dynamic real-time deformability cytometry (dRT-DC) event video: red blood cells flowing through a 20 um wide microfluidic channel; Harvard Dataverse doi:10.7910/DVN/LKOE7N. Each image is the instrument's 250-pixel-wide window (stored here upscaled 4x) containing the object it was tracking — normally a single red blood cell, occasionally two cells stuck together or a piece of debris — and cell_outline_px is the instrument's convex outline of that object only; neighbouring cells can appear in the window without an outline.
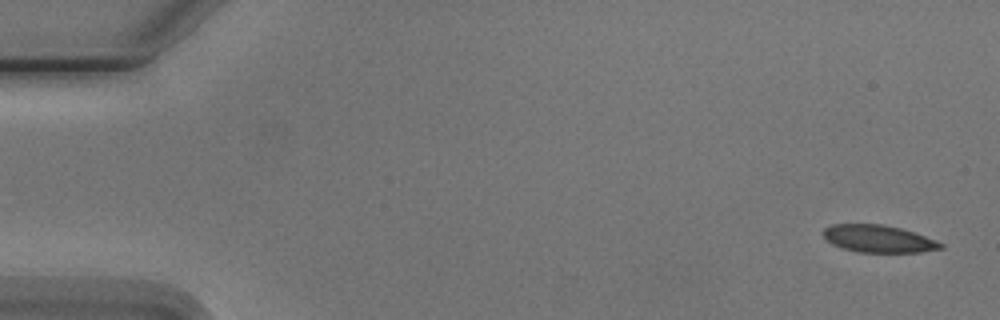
{"species": "Egyptian fruit bat (a non-hibernating species)", "species_latin": "Rousettus aegyptiacus", "temperature_condition": "cold", "stored_images_in_passage": 5, "camera_frame_rate_fps": 3000, "um_per_image_px": 0.085, "animal": {"sex": "male"}, "frame": {"image": 1, "passage_image": 1, "time_ms": 0.0, "image_size_px": [1000, 320], "cell_outline_px": [[944, 248], [920, 252], [856, 252], [840, 248], [832, 244], [820, 232], [824, 228], [832, 224], [880, 224], [900, 228], [936, 240], [944, 244]], "centroid_in_image_um": [74.63, 20.3], "position_along_channel_um": 10.4, "area_um2": 18.73}}